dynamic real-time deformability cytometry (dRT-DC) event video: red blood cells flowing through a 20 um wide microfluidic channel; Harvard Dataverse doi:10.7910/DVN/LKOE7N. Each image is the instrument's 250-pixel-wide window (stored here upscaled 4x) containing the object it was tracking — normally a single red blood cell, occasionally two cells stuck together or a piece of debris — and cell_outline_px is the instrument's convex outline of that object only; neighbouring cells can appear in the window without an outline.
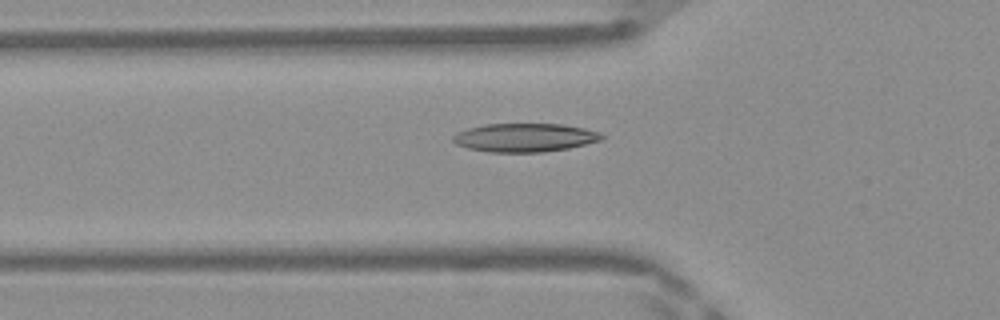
{"species": "Egyptian fruit bat (a non-hibernating species)", "species_latin": "Rousettus aegyptiacus", "temperature_condition": "warm", "stored_images_in_passage": 47, "camera_frame_rate_fps": 3000, "um_per_image_px": 0.085, "frame": {"image": 1, "passage_image": 17, "time_ms": 5.333, "image_size_px": [1000, 320], "cell_outline_px": [[604, 136], [600, 140], [568, 148], [544, 152], [488, 152], [468, 148], [456, 144], [452, 140], [452, 136], [456, 132], [468, 128], [484, 124], [560, 124], [584, 128], [600, 132]], "centroid_in_image_um": [44.56, 11.69], "position_along_channel_um": 81.2, "area_um2": 24.68}}
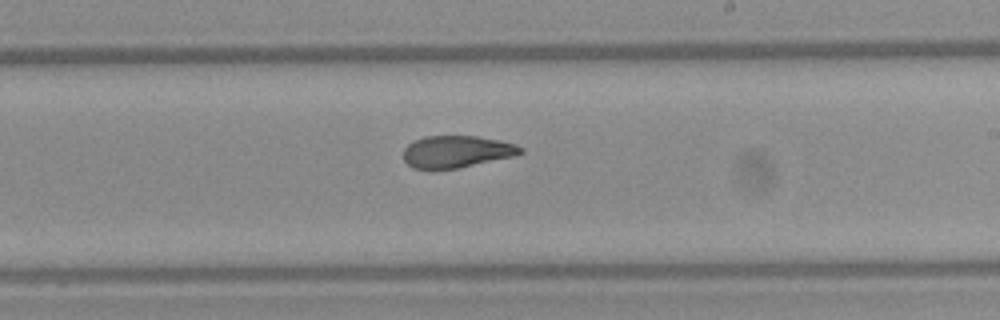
{"frame": {"image": 2, "passage_image": 29, "time_ms": 9.333, "image_size_px": [1000, 320], "cell_outline_px": [[524, 152], [516, 156], [456, 168], [412, 168], [404, 160], [404, 148], [412, 140], [424, 136], [476, 136], [500, 140], [516, 144], [524, 148]], "centroid_in_image_um": [38.84, 12.87], "position_along_channel_um": 250.2, "area_um2": 21.85}}
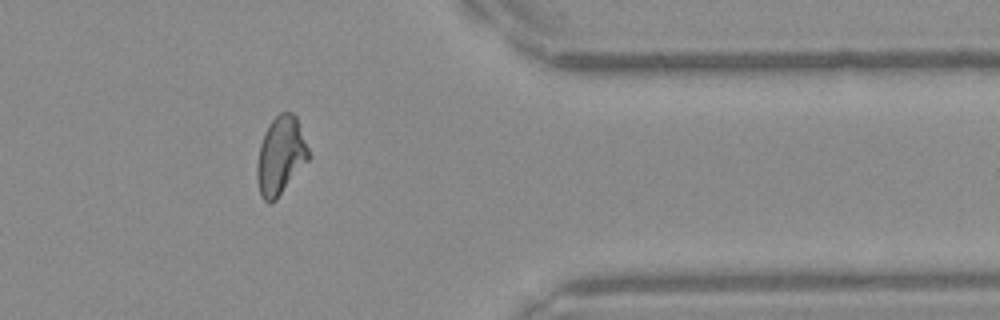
{"frame": {"image": 3, "passage_image": 40, "time_ms": 13.0, "image_size_px": [1000, 320], "cell_outline_px": [[312, 156], [276, 200], [268, 204], [260, 196], [256, 180], [256, 164], [260, 144], [264, 132], [268, 124], [280, 112], [292, 112], [296, 116]], "centroid_in_image_um": [23.85, 13.25], "position_along_channel_um": 387.6, "area_um2": 23.87}, "authors_computed_cell_mechanics": {"area_um2": 23.698, "velocity_mm_per_s": 4.1981, "shape_relaxation_time_tau1_ms": 9.624, "shape_relaxation_time_tau2_ms": 1.6581, "deformation_change_tau1": 0.2651, "deformation_change_tau2": 0.0774}}